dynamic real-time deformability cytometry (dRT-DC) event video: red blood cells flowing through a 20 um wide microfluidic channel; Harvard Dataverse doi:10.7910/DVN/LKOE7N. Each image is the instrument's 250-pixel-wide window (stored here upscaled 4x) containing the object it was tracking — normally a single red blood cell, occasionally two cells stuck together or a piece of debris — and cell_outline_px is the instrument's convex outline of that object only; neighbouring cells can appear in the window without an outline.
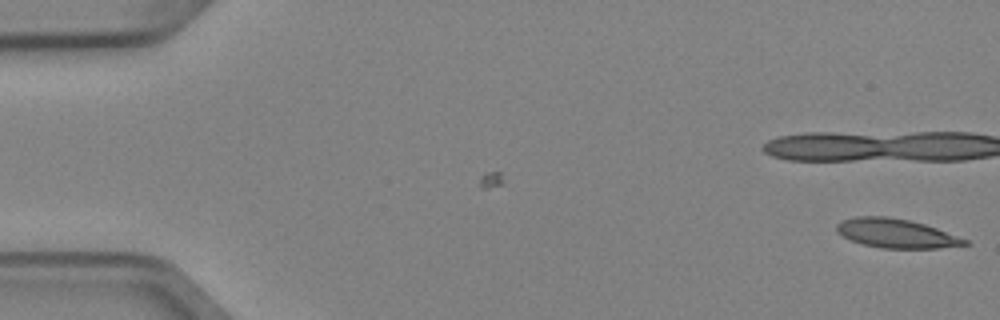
{"species": "Egyptian fruit bat (a non-hibernating species)", "species_latin": "Rousettus aegyptiacus", "temperature_condition": "cold", "stored_images_in_passage": 2, "camera_frame_rate_fps": 3000, "um_per_image_px": 0.085, "animal": {"sex": "female"}, "frame": {"image": 1, "passage_image": 2, "time_ms": 0.333, "image_size_px": [1000, 320], "cell_outline_px": [[972, 244], [936, 248], [880, 248], [864, 244], [852, 240], [836, 232], [836, 224], [840, 220], [856, 216], [888, 216], [908, 220], [924, 224], [936, 228], [968, 240]], "centroid_in_image_um": [76.15, 19.83], "position_along_channel_um": 8.8, "area_um2": 21.62}}